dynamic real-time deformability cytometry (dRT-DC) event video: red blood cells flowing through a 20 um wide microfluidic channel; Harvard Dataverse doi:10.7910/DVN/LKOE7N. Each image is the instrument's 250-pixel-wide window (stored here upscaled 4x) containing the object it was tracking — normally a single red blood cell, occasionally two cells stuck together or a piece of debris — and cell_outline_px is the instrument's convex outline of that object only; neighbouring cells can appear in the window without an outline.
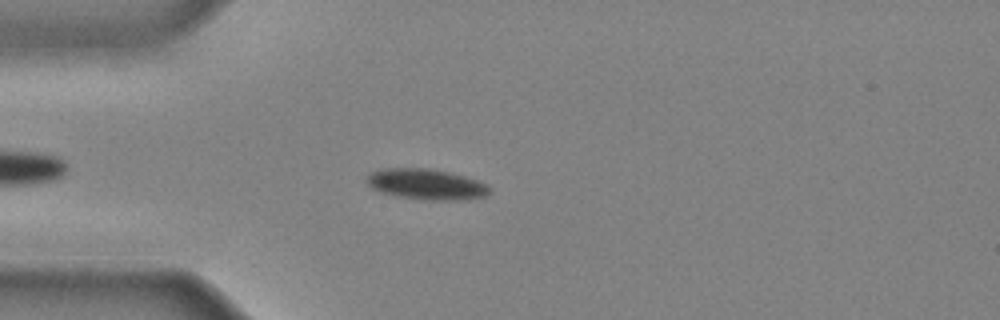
{"species": "common noctule bat (a hibernating species)", "species_latin": "Nyctalus noctula", "temperature_condition": "cold", "stored_images_in_passage": 37, "camera_frame_rate_fps": 3000, "um_per_image_px": 0.085, "animal": {"sex": "male", "body_mass_g": 20.4}, "frame": {"image": 1, "passage_image": 6, "time_ms": 1.667, "image_size_px": [1000, 320], "cell_outline_px": [[492, 192], [484, 196], [468, 200], [432, 200], [400, 196], [380, 192], [372, 188], [368, 184], [368, 176], [372, 172], [384, 168], [428, 168], [448, 172], [464, 176], [488, 184], [492, 188]], "centroid_in_image_um": [36.3, 15.66], "position_along_channel_um": 48.7, "area_um2": 21.85}}
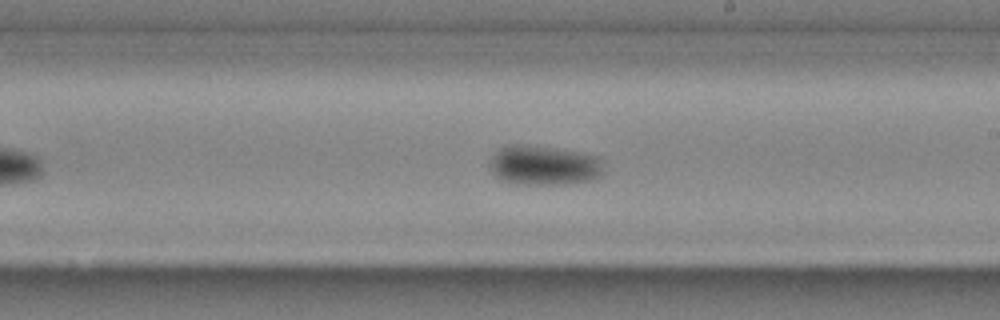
{"frame": {"image": 2, "passage_image": 20, "time_ms": 6.333, "image_size_px": [1000, 320], "cell_outline_px": [[604, 176], [596, 180], [568, 184], [516, 184], [504, 180], [496, 176], [488, 168], [488, 164], [492, 156], [500, 148], [508, 144], [528, 144], [600, 156]], "centroid_in_image_um": [46.25, 14.06], "position_along_channel_um": 242.7, "area_um2": 26.76}}
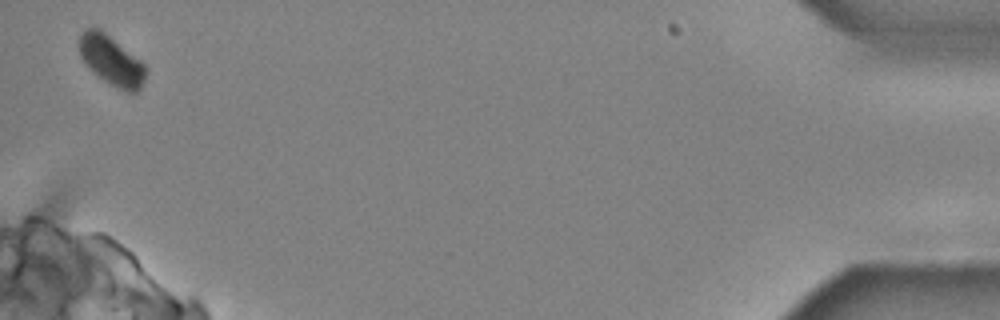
{"frame": {"image": 3, "passage_image": 37, "time_ms": 12.0, "image_size_px": [1000, 320], "cell_outline_px": [[144, 80], [140, 88], [136, 92], [128, 92], [104, 80], [92, 72], [84, 64], [80, 56], [80, 36], [84, 28], [100, 28], [140, 60], [144, 64]], "centroid_in_image_um": [9.43, 5.12], "position_along_channel_um": 425.8, "area_um2": 18.84}}